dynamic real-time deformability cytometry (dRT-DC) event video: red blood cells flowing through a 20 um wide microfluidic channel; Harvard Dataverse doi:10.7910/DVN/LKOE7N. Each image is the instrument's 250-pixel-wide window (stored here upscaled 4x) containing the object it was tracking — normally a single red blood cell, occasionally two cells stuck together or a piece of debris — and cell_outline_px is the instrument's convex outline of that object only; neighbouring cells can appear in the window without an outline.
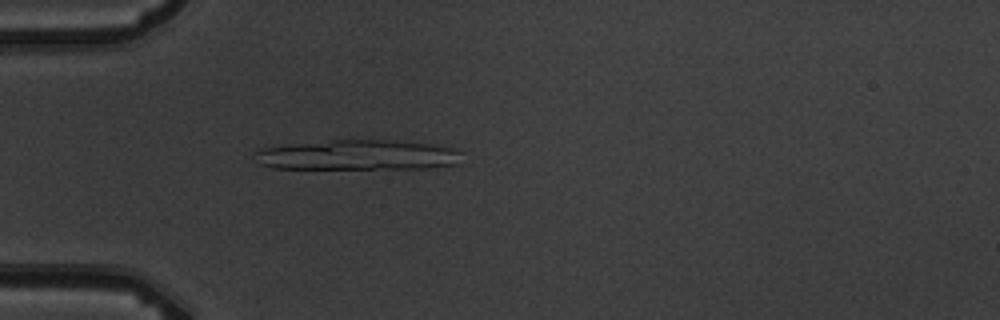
{"species": "common noctule bat (a hibernating species)", "species_latin": "Nyctalus noctula", "temperature_condition": "warm", "stored_images_in_passage": 5, "camera_frame_rate_fps": 3000, "um_per_image_px": 0.085, "animal": {"sex": "male", "body_mass_g": 19.5, "forearm_length_mm": 54.6}, "frame": {"image": 1, "passage_image": 5, "time_ms": 5.0, "image_size_px": [1000, 320], "cell_outline_px": [[460, 164], [428, 168], [276, 168], [260, 164], [252, 152], [264, 148], [288, 144], [332, 140], [396, 140], [432, 144], [460, 148]], "centroid_in_image_um": [30.48, 13.17], "position_along_channel_um": 54.5, "area_um2": 36.53}}